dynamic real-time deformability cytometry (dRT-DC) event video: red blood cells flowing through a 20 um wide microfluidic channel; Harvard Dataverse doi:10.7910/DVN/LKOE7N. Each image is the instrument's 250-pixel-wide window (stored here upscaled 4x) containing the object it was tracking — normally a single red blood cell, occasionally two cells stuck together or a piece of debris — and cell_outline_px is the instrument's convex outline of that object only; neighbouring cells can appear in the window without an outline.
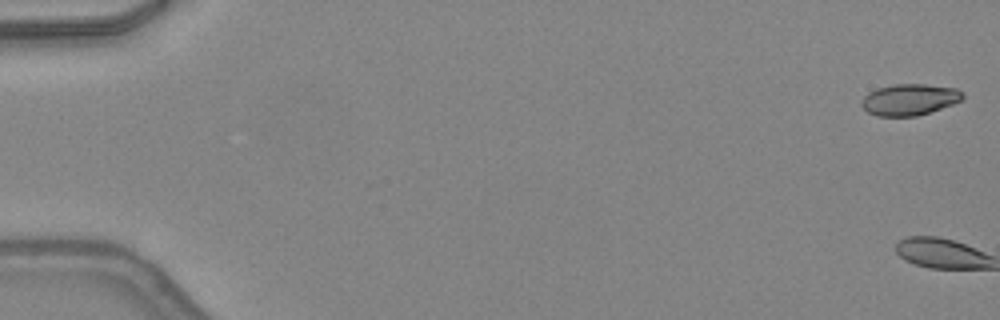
{"species": "common noctule bat (a hibernating species)", "species_latin": "Nyctalus noctula", "temperature_condition": "warm", "stored_images_in_passage": 2, "camera_frame_rate_fps": 3000, "um_per_image_px": 0.085, "animal": {"sex": "female", "body_mass_g": 24.6, "forearm_length_mm": 56.2}, "frame": {"image": 1, "passage_image": 1, "time_ms": 0.0, "image_size_px": [1000, 320], "cell_outline_px": [[964, 100], [916, 116], [876, 116], [868, 112], [860, 104], [864, 96], [868, 92], [876, 88], [892, 84], [924, 84], [956, 88], [964, 92]], "centroid_in_image_um": [77.3, 8.45], "position_along_channel_um": 7.7, "area_um2": 18.55}}